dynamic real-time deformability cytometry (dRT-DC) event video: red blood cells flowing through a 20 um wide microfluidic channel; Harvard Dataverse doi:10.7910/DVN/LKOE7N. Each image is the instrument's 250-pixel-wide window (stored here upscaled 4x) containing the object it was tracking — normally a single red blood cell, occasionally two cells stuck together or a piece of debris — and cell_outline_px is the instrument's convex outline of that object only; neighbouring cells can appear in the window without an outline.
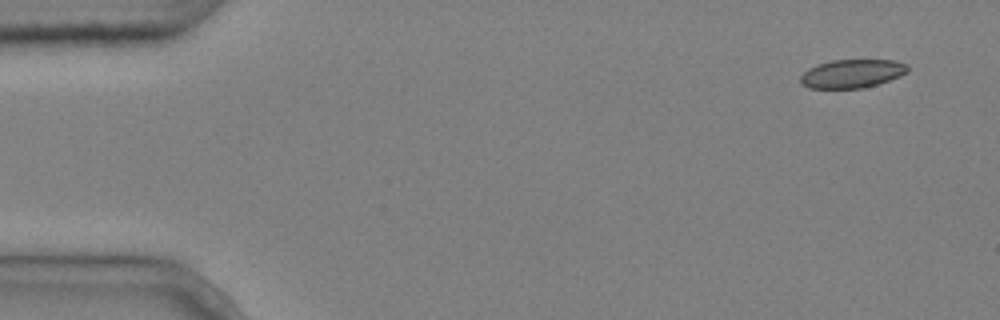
{"species": "common noctule bat (a hibernating species)", "species_latin": "Nyctalus noctula", "temperature_condition": "cold", "stored_images_in_passage": 5, "camera_frame_rate_fps": 3000, "um_per_image_px": 0.085, "animal": {"sex": "male", "body_mass_g": 20.4}, "frame": {"image": 1, "passage_image": 1, "time_ms": 0.0, "image_size_px": [1000, 320], "cell_outline_px": [[908, 72], [900, 76], [876, 84], [860, 88], [808, 88], [800, 80], [800, 76], [808, 68], [832, 60], [896, 60], [908, 64]], "centroid_in_image_um": [72.45, 6.25], "position_along_channel_um": 12.6, "area_um2": 17.63}}
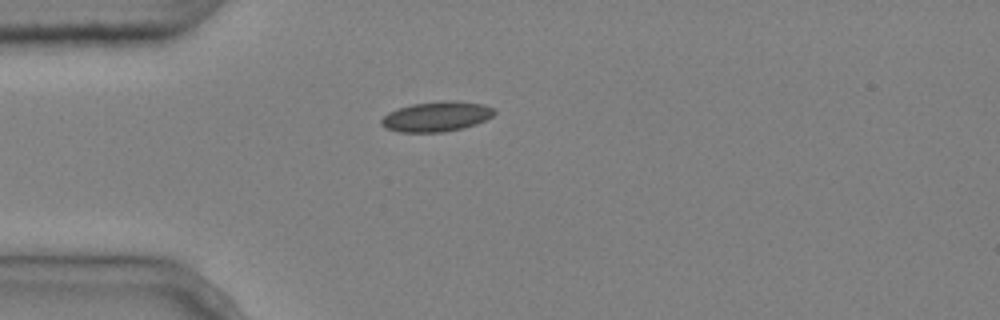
{"frame": {"image": 2, "passage_image": 4, "time_ms": 1.0, "image_size_px": [1000, 320], "cell_outline_px": [[496, 112], [492, 116], [476, 124], [464, 128], [444, 132], [400, 132], [384, 128], [380, 124], [380, 120], [388, 112], [412, 104], [448, 100], [456, 100], [480, 104], [496, 108]], "centroid_in_image_um": [37.1, 9.91], "position_along_channel_um": 47.9, "area_um2": 19.83}}